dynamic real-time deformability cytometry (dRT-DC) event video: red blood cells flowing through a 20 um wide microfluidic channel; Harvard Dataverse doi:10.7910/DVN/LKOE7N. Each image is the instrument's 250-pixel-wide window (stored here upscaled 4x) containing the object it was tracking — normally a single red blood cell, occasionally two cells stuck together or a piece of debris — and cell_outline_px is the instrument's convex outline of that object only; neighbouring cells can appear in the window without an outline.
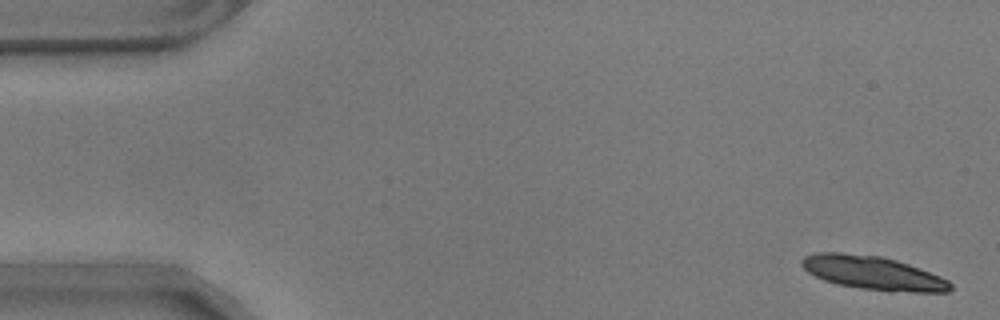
{"species": "common noctule bat (a hibernating species)", "species_latin": "Nyctalus noctula", "temperature_condition": "warm", "stored_images_in_passage": 58, "segment_of_instrument_passage": [1, 2], "camera_frame_rate_fps": 3000, "um_per_image_px": 0.085, "animal": {"sex": "male", "body_mass_g": 17.9}, "frame": {"image": 1, "passage_image": 2, "time_ms": 0.333, "image_size_px": [1000, 320], "cell_outline_px": [[952, 288], [948, 292], [912, 292], [860, 288], [840, 284], [824, 280], [808, 272], [800, 264], [800, 260], [804, 256], [816, 252], [840, 252], [880, 256], [896, 260], [908, 264], [940, 276], [948, 280], [952, 284]], "centroid_in_image_um": [74.18, 23.18], "position_along_channel_um": 10.8, "area_um2": 28.84}}